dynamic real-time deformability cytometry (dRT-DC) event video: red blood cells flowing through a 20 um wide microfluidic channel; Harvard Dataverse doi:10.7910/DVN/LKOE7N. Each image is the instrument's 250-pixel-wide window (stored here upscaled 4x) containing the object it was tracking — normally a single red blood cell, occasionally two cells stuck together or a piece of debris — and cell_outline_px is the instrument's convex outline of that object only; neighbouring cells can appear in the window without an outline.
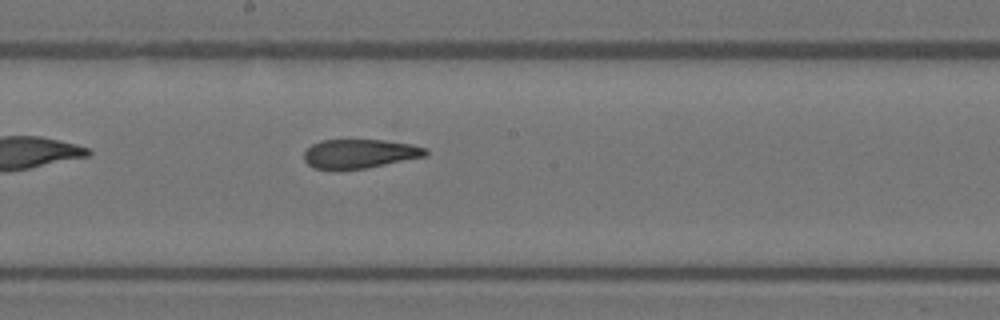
{"species": "Egyptian fruit bat (a non-hibernating species)", "species_latin": "Rousettus aegyptiacus", "temperature_condition": "warm", "stored_images_in_passage": 8, "segment_of_instrument_passage": [2, 2], "camera_frame_rate_fps": 3000, "um_per_image_px": 0.085, "animal": {"sex": "female"}, "frame": {"image": 1, "passage_image": 8, "time_ms": 2.333, "image_size_px": [1000, 320], "cell_outline_px": [[428, 156], [364, 168], [340, 172], [332, 172], [312, 168], [304, 160], [304, 152], [312, 144], [320, 140], [396, 140], [428, 148]], "centroid_in_image_um": [30.56, 13.09], "position_along_channel_um": 217.6, "area_um2": 21.44}}